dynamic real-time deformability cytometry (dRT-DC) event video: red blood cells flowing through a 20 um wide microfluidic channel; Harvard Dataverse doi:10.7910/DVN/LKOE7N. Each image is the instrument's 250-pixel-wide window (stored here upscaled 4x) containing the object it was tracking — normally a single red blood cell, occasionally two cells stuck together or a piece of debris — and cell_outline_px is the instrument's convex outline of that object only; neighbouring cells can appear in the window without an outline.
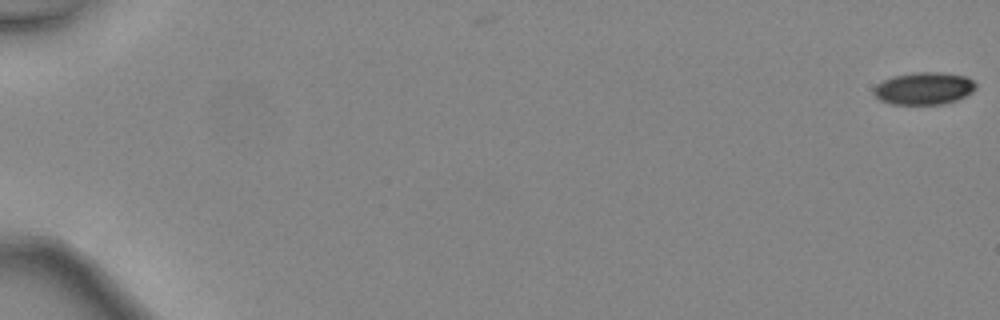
{"species": "common noctule bat (a hibernating species)", "species_latin": "Nyctalus noctula", "temperature_condition": "warm", "stored_images_in_passage": 13, "camera_frame_rate_fps": 3000, "um_per_image_px": 0.085, "animal": {"sex": "female", "body_mass_g": 24.6, "forearm_length_mm": 56.2}, "frame": {"image": 1, "passage_image": 1, "time_ms": 0.0, "image_size_px": [1000, 320], "cell_outline_px": [[976, 88], [972, 92], [956, 100], [944, 104], [892, 104], [880, 100], [872, 92], [872, 88], [876, 84], [892, 76], [916, 72], [940, 72], [964, 76], [972, 80], [976, 84]], "centroid_in_image_um": [78.5, 7.51], "position_along_channel_um": 6.5, "area_um2": 19.25}}